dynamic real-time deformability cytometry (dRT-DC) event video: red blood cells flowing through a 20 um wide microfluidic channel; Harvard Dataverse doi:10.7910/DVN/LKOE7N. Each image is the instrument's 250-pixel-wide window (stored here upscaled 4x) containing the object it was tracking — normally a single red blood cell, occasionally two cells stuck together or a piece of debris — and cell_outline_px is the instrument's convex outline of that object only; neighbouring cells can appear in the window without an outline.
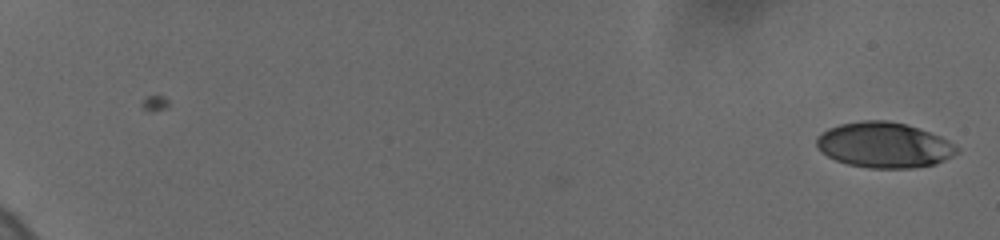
{"species": "human", "species_latin": "Homo sapiens", "temperature_condition": "cold", "stored_images_in_passage": 16, "camera_frame_rate_fps": 3000, "um_per_image_px": 0.085, "donor": {"sex": "female"}, "frame": {"image": 1, "passage_image": 1, "time_ms": 0.0, "image_size_px": [1000, 240], "cell_outline_px": [[960, 152], [936, 164], [912, 168], [868, 168], [848, 164], [836, 160], [828, 156], [816, 144], [816, 136], [828, 128], [840, 124], [864, 120], [888, 120], [920, 128], [940, 136], [948, 140], [960, 148]], "centroid_in_image_um": [75.18, 12.32], "position_along_channel_um": 9.8, "area_um2": 37.22}}
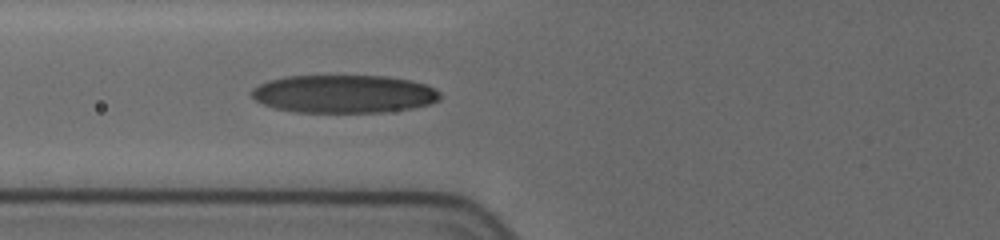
{"frame": {"image": 2, "passage_image": 14, "time_ms": 8.333, "image_size_px": [1000, 240], "cell_outline_px": [[440, 100], [428, 104], [412, 108], [380, 112], [296, 112], [276, 108], [264, 104], [256, 100], [248, 92], [252, 88], [268, 80], [284, 76], [384, 76], [408, 80], [428, 84], [440, 92]], "centroid_in_image_um": [29.21, 7.98], "position_along_channel_um": 96.6, "area_um2": 41.79}}
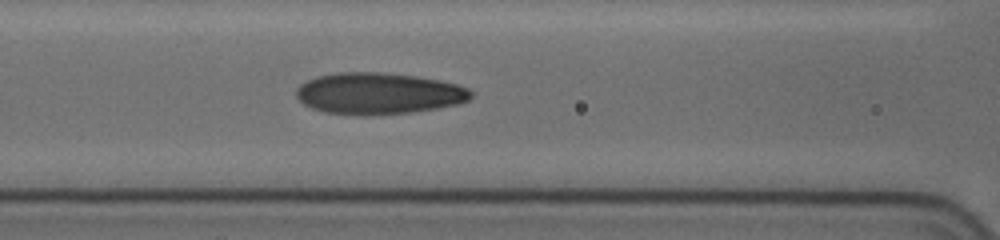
{"frame": {"image": 3, "passage_image": 16, "time_ms": 9.333, "image_size_px": [1000, 240], "cell_outline_px": [[472, 96], [468, 100], [460, 104], [412, 112], [364, 116], [324, 112], [312, 108], [304, 104], [296, 96], [296, 88], [300, 84], [316, 76], [340, 72], [376, 72], [416, 76], [440, 80], [456, 84], [468, 88], [472, 92]], "centroid_in_image_um": [32.17, 7.95], "position_along_channel_um": 134.4, "area_um2": 42.37}}